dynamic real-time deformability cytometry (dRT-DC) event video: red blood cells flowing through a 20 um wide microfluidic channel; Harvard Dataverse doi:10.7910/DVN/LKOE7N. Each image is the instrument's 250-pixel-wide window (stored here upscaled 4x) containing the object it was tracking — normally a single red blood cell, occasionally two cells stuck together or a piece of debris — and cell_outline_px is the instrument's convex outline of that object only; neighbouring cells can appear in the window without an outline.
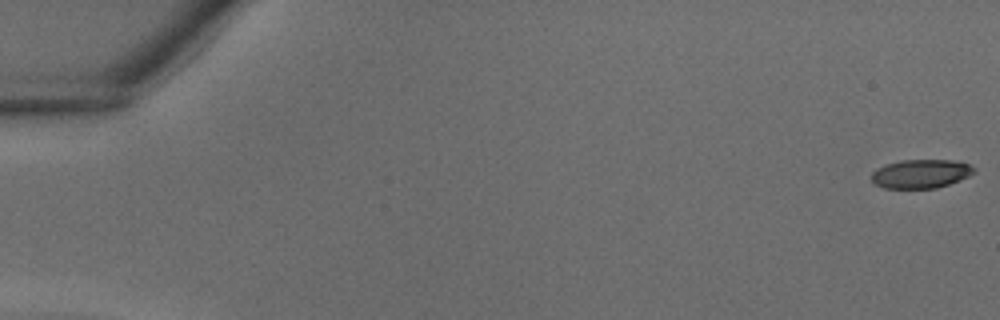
{"species": "common noctule bat (a hibernating species)", "species_latin": "Nyctalus noctula", "temperature_condition": "warm", "stored_images_in_passage": 13, "camera_frame_rate_fps": 3000, "um_per_image_px": 0.085, "animal": {"sex": "male", "body_mass_g": 18.8}, "frame": {"image": 1, "passage_image": 1, "time_ms": 0.0, "image_size_px": [1000, 320], "cell_outline_px": [[976, 172], [960, 180], [936, 188], [884, 188], [876, 184], [872, 180], [872, 172], [876, 168], [900, 160], [952, 160], [968, 164], [976, 168]], "centroid_in_image_um": [78.29, 14.77], "position_along_channel_um": 6.7, "area_um2": 17.11}}
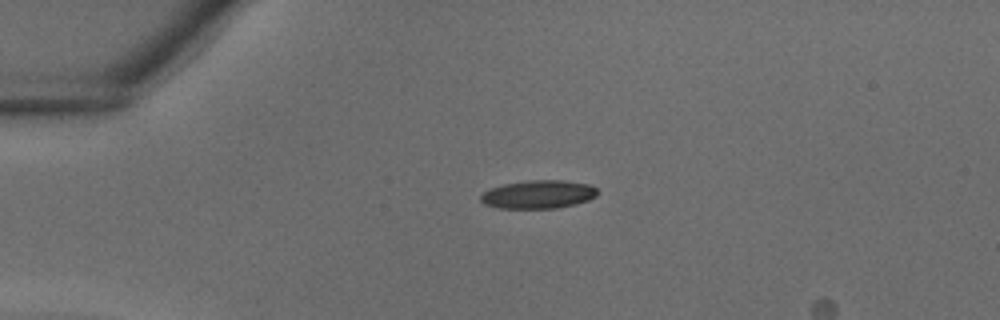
{"frame": {"image": 2, "passage_image": 10, "time_ms": 3.0, "image_size_px": [1000, 320], "cell_outline_px": [[600, 192], [596, 196], [588, 200], [576, 204], [556, 208], [496, 208], [484, 204], [480, 200], [480, 196], [484, 192], [492, 188], [504, 184], [532, 180], [564, 180], [588, 184], [596, 188]], "centroid_in_image_um": [45.78, 16.53], "position_along_channel_um": 39.2, "area_um2": 19.25}}